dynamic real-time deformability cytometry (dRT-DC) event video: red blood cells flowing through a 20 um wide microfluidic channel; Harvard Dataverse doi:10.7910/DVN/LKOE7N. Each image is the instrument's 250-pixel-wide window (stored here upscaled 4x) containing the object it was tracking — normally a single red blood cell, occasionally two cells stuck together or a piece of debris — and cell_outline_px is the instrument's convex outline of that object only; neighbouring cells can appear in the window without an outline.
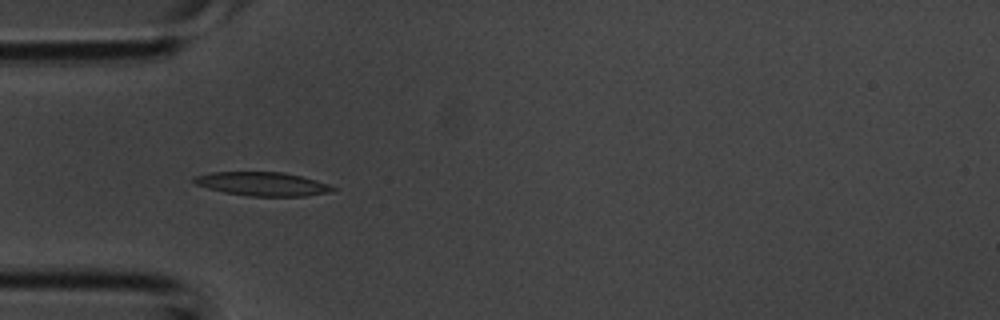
{"species": "common noctule bat (a hibernating species)", "species_latin": "Nyctalus noctula", "temperature_condition": "room temperature", "stored_images_in_passage": 5, "camera_frame_rate_fps": 3000, "um_per_image_px": 0.085, "animal": {"sex": "male", "body_mass_g": 20.1, "forearm_length_mm": 53.5}, "frame": {"image": 1, "passage_image": 4, "time_ms": 1.0, "image_size_px": [1000, 320], "cell_outline_px": [[336, 188], [332, 192], [304, 196], [248, 196], [224, 192], [208, 188], [196, 184], [192, 180], [192, 176], [212, 172], [284, 172], [316, 180], [328, 184]], "centroid_in_image_um": [22.29, 15.63], "position_along_channel_um": 62.7, "area_um2": 19.19}}
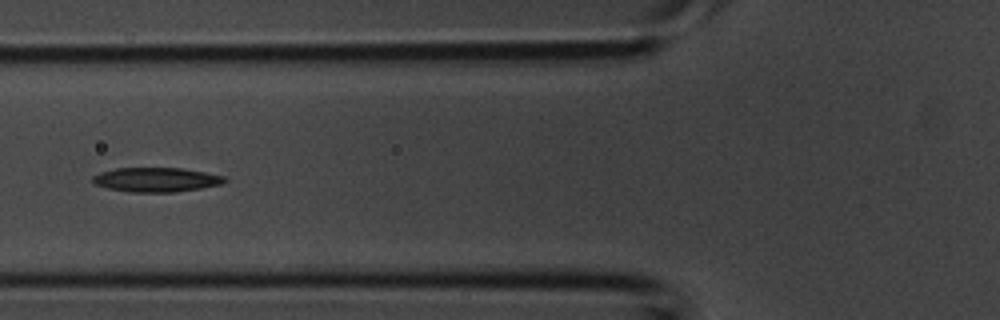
{"frame": {"image": 2, "passage_image": 5, "time_ms": 1.333, "image_size_px": [1000, 320], "cell_outline_px": [[228, 180], [220, 184], [200, 188], [176, 192], [132, 192], [108, 188], [96, 184], [92, 180], [92, 176], [100, 172], [116, 168], [184, 168], [224, 176]], "centroid_in_image_um": [13.28, 15.27], "position_along_channel_um": 112.5, "area_um2": 18.61}}